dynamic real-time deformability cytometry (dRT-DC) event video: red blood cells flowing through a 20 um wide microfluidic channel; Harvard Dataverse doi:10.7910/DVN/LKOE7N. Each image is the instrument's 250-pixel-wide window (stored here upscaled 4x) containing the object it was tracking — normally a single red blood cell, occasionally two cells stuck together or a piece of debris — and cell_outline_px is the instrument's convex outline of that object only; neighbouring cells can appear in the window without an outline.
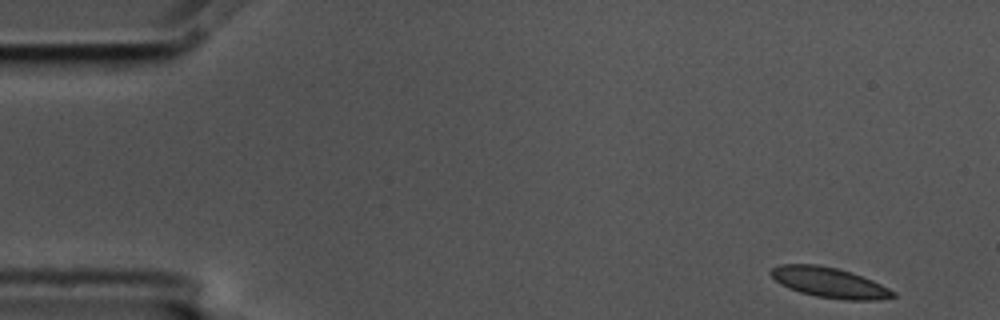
{"species": "common noctule bat (a hibernating species)", "species_latin": "Nyctalus noctula", "temperature_condition": "cold", "stored_images_in_passage": 9, "camera_frame_rate_fps": 3000, "um_per_image_px": 0.085, "animal": {"sex": "male", "body_mass_g": 17.5, "forearm_length_mm": 52.3}, "frame": {"image": 1, "passage_image": 1, "time_ms": 0.0, "image_size_px": [1000, 320], "cell_outline_px": [[896, 296], [876, 300], [844, 300], [816, 296], [800, 292], [788, 288], [780, 284], [768, 272], [772, 268], [780, 264], [816, 264], [836, 268], [852, 272], [872, 280], [896, 292]], "centroid_in_image_um": [70.48, 24.01], "position_along_channel_um": 14.5, "area_um2": 21.5}}